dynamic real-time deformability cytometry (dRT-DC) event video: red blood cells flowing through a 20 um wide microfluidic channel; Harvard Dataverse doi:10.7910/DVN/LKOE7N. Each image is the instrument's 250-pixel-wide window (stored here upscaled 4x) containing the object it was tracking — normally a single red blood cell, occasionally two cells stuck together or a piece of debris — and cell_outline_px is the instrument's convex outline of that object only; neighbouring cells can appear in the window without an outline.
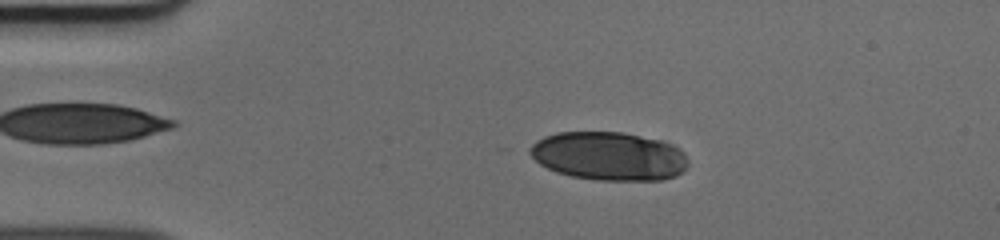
{"species": "human", "species_latin": "Homo sapiens", "temperature_condition": "cold", "stored_images_in_passage": 50, "camera_frame_rate_fps": 3000, "um_per_image_px": 0.085, "donor": {"sex": "male"}, "frame": {"image": 1, "passage_image": 10, "time_ms": 3.0, "image_size_px": [1000, 240], "cell_outline_px": [[688, 164], [684, 172], [676, 176], [664, 180], [596, 180], [572, 176], [556, 172], [540, 164], [528, 152], [528, 148], [536, 140], [544, 136], [556, 132], [624, 132], [664, 140], [672, 144], [684, 152]], "centroid_in_image_um": [51.78, 13.26], "position_along_channel_um": 33.2, "area_um2": 45.2}}
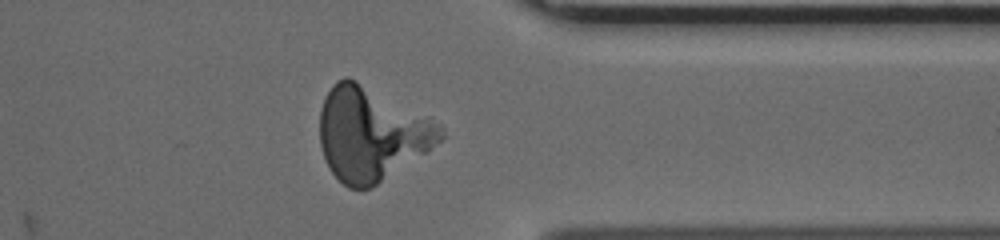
{"frame": {"image": 2, "passage_image": 40, "time_ms": 13.0, "image_size_px": [1000, 240], "cell_outline_px": [[444, 136], [428, 152], [372, 188], [348, 188], [332, 172], [324, 156], [320, 144], [320, 108], [332, 84], [336, 80], [344, 76], [348, 76], [432, 116], [440, 124], [444, 132]], "centroid_in_image_um": [31.6, 11.35], "position_along_channel_um": 379.8, "area_um2": 66.35}}
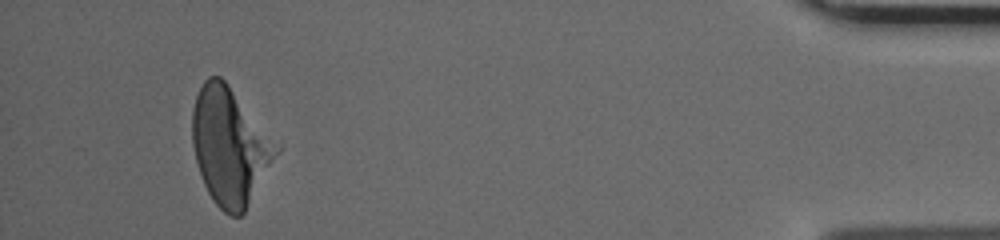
{"frame": {"image": 3, "passage_image": 47, "time_ms": 15.333, "image_size_px": [1000, 240], "cell_outline_px": [[280, 152], [244, 212], [240, 216], [228, 216], [212, 200], [204, 184], [196, 160], [192, 144], [192, 108], [196, 96], [204, 80], [208, 76], [220, 76], [224, 80], [280, 148]], "centroid_in_image_um": [19.51, 12.47], "position_along_channel_um": 415.7, "area_um2": 56.47}}